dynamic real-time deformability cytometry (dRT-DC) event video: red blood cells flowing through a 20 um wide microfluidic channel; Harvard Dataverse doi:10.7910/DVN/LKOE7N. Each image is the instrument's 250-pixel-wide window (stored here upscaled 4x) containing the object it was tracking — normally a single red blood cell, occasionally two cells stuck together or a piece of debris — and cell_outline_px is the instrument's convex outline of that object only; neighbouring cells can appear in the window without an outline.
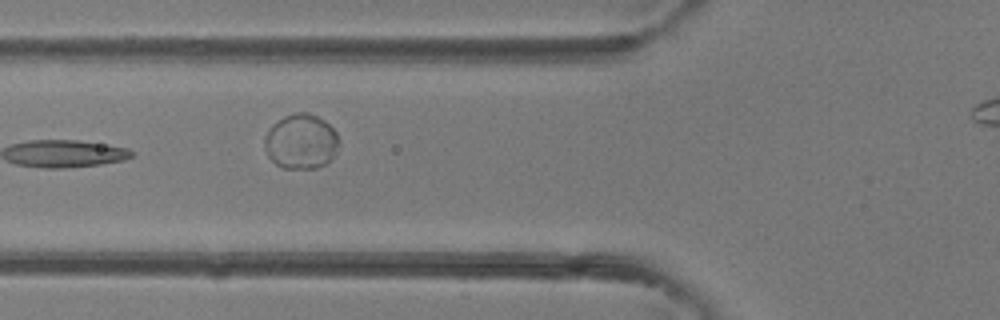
{"species": "common noctule bat (a hibernating species)", "species_latin": "Nyctalus noctula", "temperature_condition": "room temperature", "stored_images_in_passage": 6, "camera_frame_rate_fps": 3000, "um_per_image_px": 0.085, "animal": {"sex": "female"}, "frame": {"image": 1, "passage_image": 5, "time_ms": 5.667, "image_size_px": [1000, 320], "cell_outline_px": [[340, 144], [332, 160], [316, 168], [284, 168], [276, 164], [268, 156], [264, 148], [264, 136], [272, 124], [284, 116], [296, 112], [308, 112], [324, 120], [336, 132], [340, 140]], "centroid_in_image_um": [25.59, 12.03], "position_along_channel_um": 100.2, "area_um2": 24.04}}